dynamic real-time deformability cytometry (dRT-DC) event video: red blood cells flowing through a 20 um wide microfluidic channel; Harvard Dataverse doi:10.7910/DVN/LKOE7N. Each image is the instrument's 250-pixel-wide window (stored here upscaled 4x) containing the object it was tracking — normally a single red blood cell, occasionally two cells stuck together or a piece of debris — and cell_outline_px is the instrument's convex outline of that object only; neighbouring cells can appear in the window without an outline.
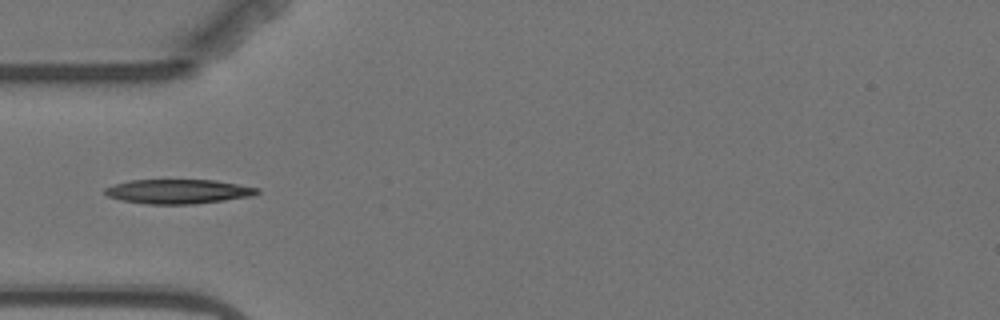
{"species": "Egyptian fruit bat (a non-hibernating species)", "species_latin": "Rousettus aegyptiacus", "temperature_condition": "warm", "stored_images_in_passage": 6, "camera_frame_rate_fps": 3000, "um_per_image_px": 0.085, "animal": {"sex": "female"}, "frame": {"image": 1, "passage_image": 5, "time_ms": 4.667, "image_size_px": [1000, 320], "cell_outline_px": [[260, 192], [252, 196], [224, 200], [192, 204], [148, 204], [120, 200], [108, 196], [104, 192], [104, 188], [116, 184], [132, 180], [216, 180], [260, 188]], "centroid_in_image_um": [15.17, 16.27], "position_along_channel_um": 69.8, "area_um2": 21.56}}
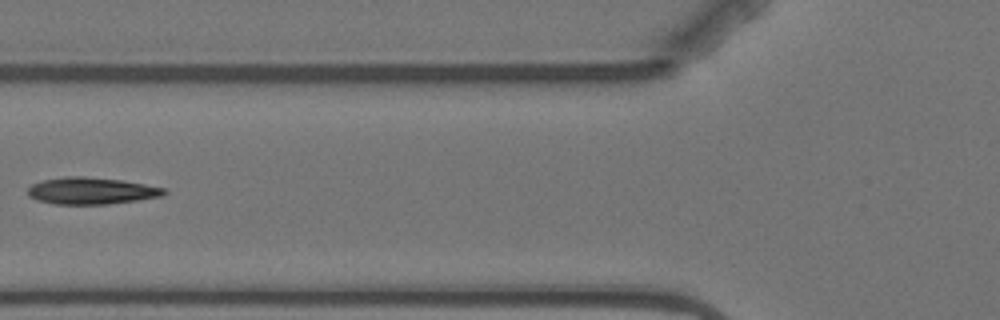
{"frame": {"image": 2, "passage_image": 6, "time_ms": 6.0, "image_size_px": [1000, 320], "cell_outline_px": [[168, 192], [160, 196], [136, 200], [108, 204], [56, 204], [36, 200], [28, 196], [28, 188], [32, 184], [44, 180], [64, 176], [84, 176], [120, 180], [144, 184], [164, 188]], "centroid_in_image_um": [7.72, 16.22], "position_along_channel_um": 118.1, "area_um2": 21.15}}